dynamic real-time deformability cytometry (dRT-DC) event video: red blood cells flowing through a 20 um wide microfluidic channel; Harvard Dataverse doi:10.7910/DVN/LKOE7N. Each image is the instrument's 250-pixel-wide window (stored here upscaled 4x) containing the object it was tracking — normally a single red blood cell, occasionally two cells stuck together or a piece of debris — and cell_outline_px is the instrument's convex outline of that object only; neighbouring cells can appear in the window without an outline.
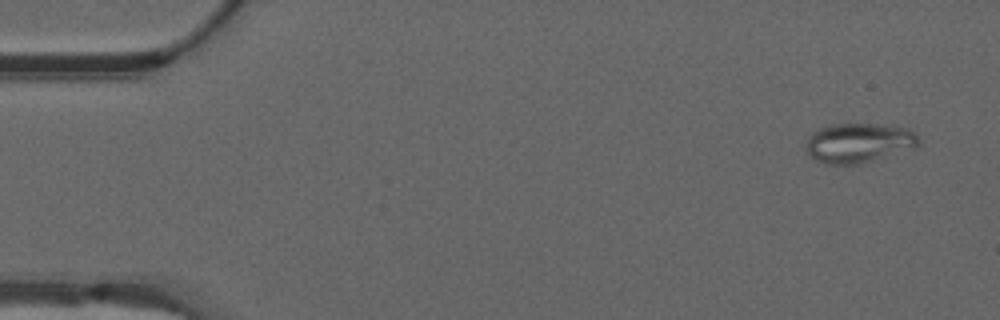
{"species": "common noctule bat (a hibernating species)", "species_latin": "Nyctalus noctula", "temperature_condition": "warm", "stored_images_in_passage": 7, "camera_frame_rate_fps": 3000, "um_per_image_px": 0.085, "animal": {"sex": "male", "forearm_length_mm": 52.5}, "frame": {"image": 1, "passage_image": 1, "time_ms": 0.0, "image_size_px": [1000, 320], "cell_outline_px": [[920, 144], [916, 148], [860, 164], [824, 164], [816, 160], [808, 152], [808, 136], [812, 132], [820, 128], [832, 124], [876, 124], [908, 128], [920, 140]], "centroid_in_image_um": [73.02, 12.15], "position_along_channel_um": 12.0, "area_um2": 25.89}}